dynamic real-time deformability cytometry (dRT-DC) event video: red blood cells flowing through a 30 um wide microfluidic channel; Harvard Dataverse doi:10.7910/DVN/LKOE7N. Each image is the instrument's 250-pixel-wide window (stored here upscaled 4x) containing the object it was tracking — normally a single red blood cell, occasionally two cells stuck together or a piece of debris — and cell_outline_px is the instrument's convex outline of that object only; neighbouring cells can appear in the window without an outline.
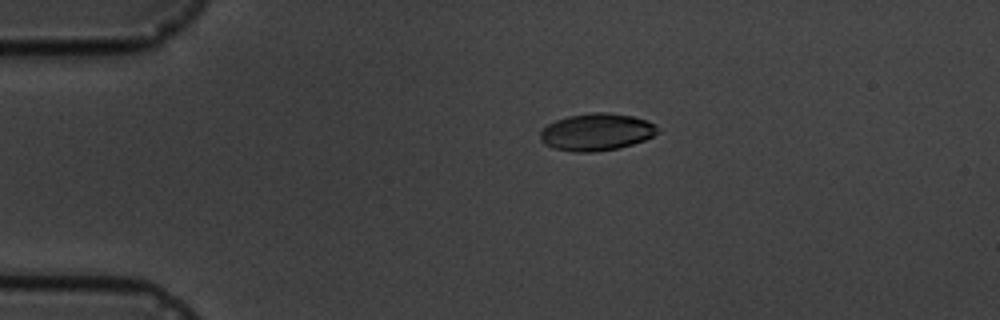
{"species": "common noctule bat (a hibernating species)", "species_latin": "Nyctalus noctula", "temperature_condition": "cold", "stored_images_in_passage": 3, "camera_frame_rate_fps": 3000, "um_per_image_px": 0.085, "animal": {"sex": "male", "body_mass_g": 19.5, "forearm_length_mm": 54.6}, "frame": {"image": 1, "passage_image": 1, "time_ms": 0.0, "image_size_px": [1000, 320], "cell_outline_px": [[656, 132], [652, 136], [644, 140], [632, 144], [616, 148], [592, 152], [576, 152], [552, 148], [544, 144], [540, 140], [540, 132], [548, 124], [556, 120], [568, 116], [592, 112], [608, 112], [632, 116], [648, 120], [656, 124]], "centroid_in_image_um": [50.67, 11.21], "position_along_channel_um": 34.3, "area_um2": 25.32}}
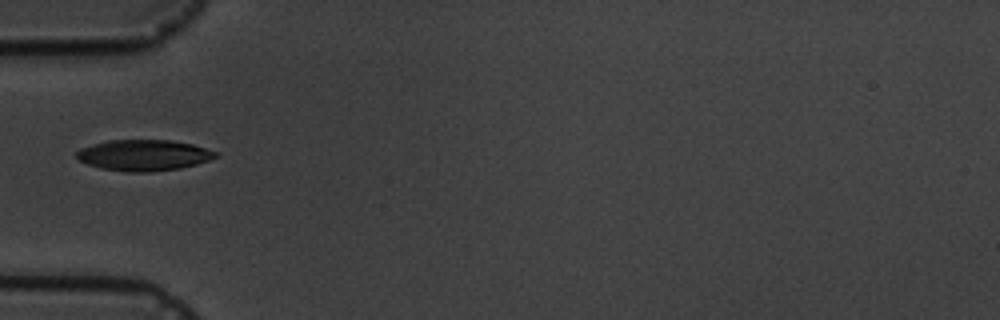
{"frame": {"image": 2, "passage_image": 3, "time_ms": 2.333, "image_size_px": [1000, 320], "cell_outline_px": [[220, 152], [216, 156], [208, 160], [196, 164], [180, 168], [152, 172], [128, 172], [100, 168], [88, 164], [80, 160], [76, 156], [76, 152], [80, 148], [92, 144], [108, 140], [172, 140], [192, 144]], "centroid_in_image_um": [12.22, 13.19], "position_along_channel_um": 72.8, "area_um2": 25.14}}